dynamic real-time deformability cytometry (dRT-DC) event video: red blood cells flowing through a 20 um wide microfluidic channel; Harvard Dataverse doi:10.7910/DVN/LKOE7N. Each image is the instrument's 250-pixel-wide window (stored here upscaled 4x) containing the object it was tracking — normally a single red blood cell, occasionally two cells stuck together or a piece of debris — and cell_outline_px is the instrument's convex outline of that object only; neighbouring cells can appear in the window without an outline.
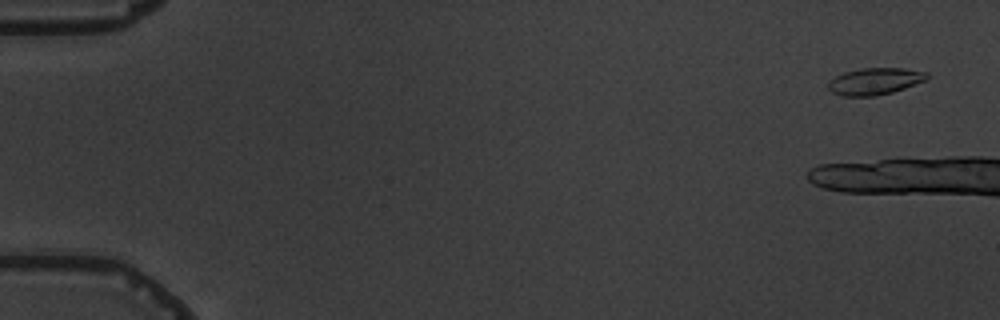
{"species": "common noctule bat (a hibernating species)", "species_latin": "Nyctalus noctula", "temperature_condition": "warm", "stored_images_in_passage": 5, "camera_frame_rate_fps": 3000, "um_per_image_px": 0.085, "animal": {"sex": "male", "body_mass_g": 19.5, "forearm_length_mm": 54.6}, "frame": {"image": 1, "passage_image": 1, "time_ms": 0.0, "image_size_px": [1000, 320], "cell_outline_px": [[928, 76], [924, 80], [904, 88], [892, 92], [876, 96], [840, 96], [832, 92], [828, 88], [828, 80], [844, 72], [860, 68], [904, 68], [928, 72]], "centroid_in_image_um": [74.32, 6.91], "position_along_channel_um": 10.7, "area_um2": 15.43}}